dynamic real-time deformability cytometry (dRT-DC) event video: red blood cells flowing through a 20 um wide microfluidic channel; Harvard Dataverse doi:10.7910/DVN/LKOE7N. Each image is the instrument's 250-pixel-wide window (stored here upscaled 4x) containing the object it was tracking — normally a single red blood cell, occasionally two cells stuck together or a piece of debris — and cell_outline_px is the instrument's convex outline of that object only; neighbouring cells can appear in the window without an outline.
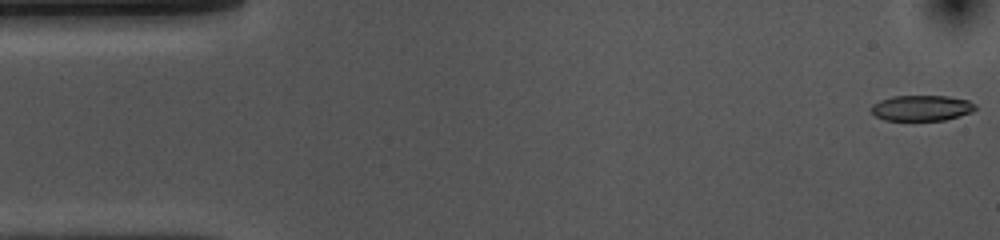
{"species": "common noctule bat (a hibernating species)", "species_latin": "Nyctalus noctula", "temperature_condition": "cold", "stored_images_in_passage": 55, "camera_frame_rate_fps": 3000, "um_per_image_px": 0.085, "animal": {"sex": "female", "body_mass_g": 10.0, "forearm_length_mm": 53.1}, "frame": {"image": 1, "passage_image": 1, "time_ms": 0.0, "image_size_px": [1000, 240], "cell_outline_px": [[976, 108], [972, 112], [960, 116], [944, 120], [884, 120], [876, 116], [872, 112], [872, 104], [880, 100], [892, 96], [948, 96], [968, 100], [976, 104]], "centroid_in_image_um": [78.36, 9.18], "position_along_channel_um": 6.6, "area_um2": 15.55}}
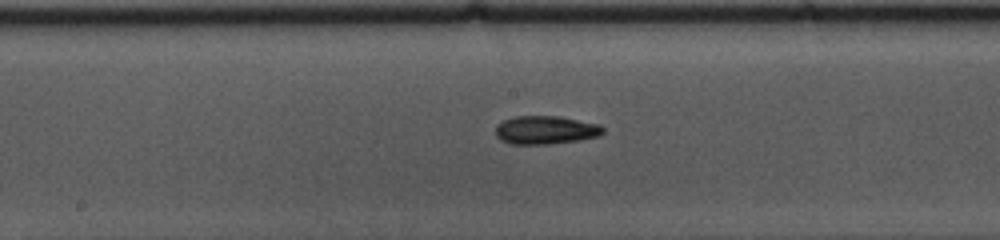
{"frame": {"image": 2, "passage_image": 27, "time_ms": 8.667, "image_size_px": [1000, 240], "cell_outline_px": [[604, 132], [600, 136], [580, 140], [548, 144], [512, 144], [500, 140], [496, 136], [496, 124], [504, 120], [516, 116], [560, 116], [600, 124], [604, 128]], "centroid_in_image_um": [46.39, 11.05], "position_along_channel_um": 201.8, "area_um2": 17.92}}
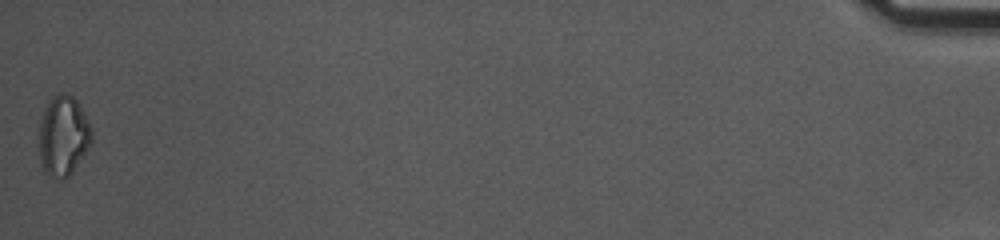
{"frame": {"image": 3, "passage_image": 55, "time_ms": 18.0, "image_size_px": [1000, 240], "cell_outline_px": [[92, 144], [72, 172], [64, 180], [56, 180], [48, 176], [40, 164], [40, 120], [48, 100], [56, 92], [68, 92], [76, 100], [92, 128]], "centroid_in_image_um": [5.38, 11.55], "position_along_channel_um": 429.8, "area_um2": 24.91}, "authors_computed_cell_mechanics": {"area_um2": 16.9932, "velocity_mm_per_s": 3.5547, "shape_relaxation_time_tau1_ms": 9.5967, "shape_relaxation_time_tau2_ms": null, "deformation_change_tau1": 0.1721, "deformation_change_tau2": null}}